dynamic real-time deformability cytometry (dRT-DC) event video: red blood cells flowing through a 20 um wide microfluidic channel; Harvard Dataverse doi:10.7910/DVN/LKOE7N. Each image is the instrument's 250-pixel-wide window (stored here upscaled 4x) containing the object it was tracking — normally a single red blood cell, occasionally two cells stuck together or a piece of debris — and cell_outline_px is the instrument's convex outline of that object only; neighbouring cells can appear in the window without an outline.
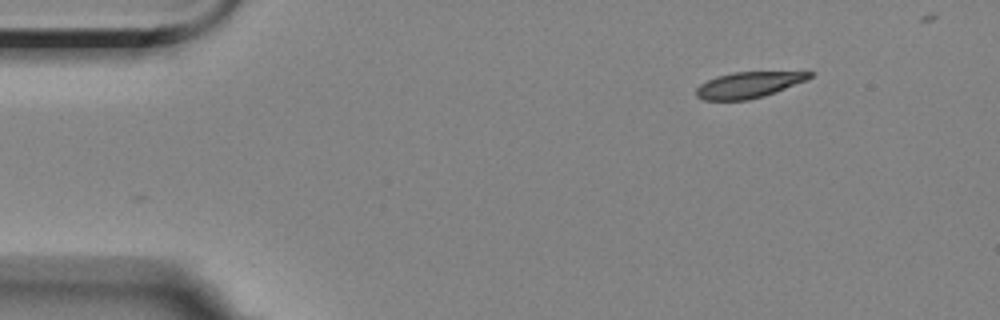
{"species": "Egyptian fruit bat (a non-hibernating species)", "species_latin": "Rousettus aegyptiacus", "temperature_condition": "room temperature", "stored_images_in_passage": 2, "camera_frame_rate_fps": 3000, "um_per_image_px": 0.085, "animal": {"sex": "female"}, "frame": {"image": 1, "passage_image": 2, "time_ms": 1.333, "image_size_px": [1000, 320], "cell_outline_px": [[816, 72], [808, 80], [776, 92], [764, 96], [748, 100], [704, 100], [696, 96], [696, 88], [700, 84], [716, 76], [732, 72]], "centroid_in_image_um": [63.64, 7.21], "position_along_channel_um": 21.4, "area_um2": 17.22}}